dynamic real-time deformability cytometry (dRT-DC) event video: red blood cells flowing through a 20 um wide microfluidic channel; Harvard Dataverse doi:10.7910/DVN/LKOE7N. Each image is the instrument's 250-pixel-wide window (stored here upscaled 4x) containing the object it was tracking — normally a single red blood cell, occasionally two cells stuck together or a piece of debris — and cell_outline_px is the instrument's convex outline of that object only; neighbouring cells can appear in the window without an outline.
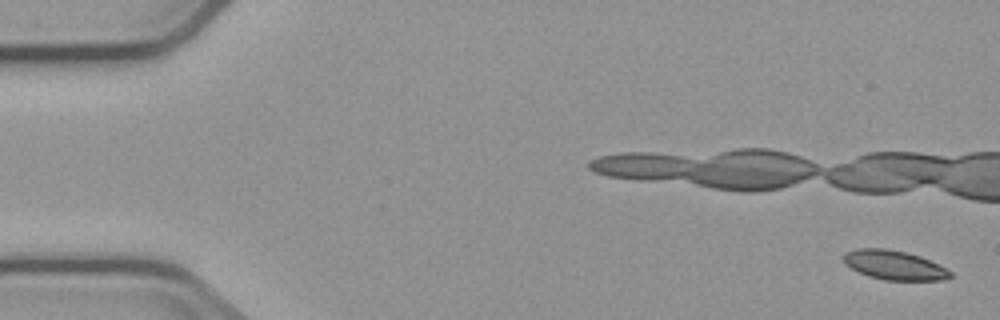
{"species": "common noctule bat (a hibernating species)", "species_latin": "Nyctalus noctula", "temperature_condition": "cold", "stored_images_in_passage": 4, "camera_frame_rate_fps": 3000, "um_per_image_px": 0.085, "animal": {"sex": "male", "body_mass_g": 23.1, "forearm_length_mm": 52.7}, "frame": {"image": 1, "passage_image": 1, "time_ms": 0.0, "image_size_px": [1000, 320], "cell_outline_px": [[952, 276], [944, 280], [884, 280], [868, 276], [844, 264], [844, 252], [856, 248], [884, 248], [904, 252], [920, 256], [952, 272]], "centroid_in_image_um": [75.98, 22.53], "position_along_channel_um": 9.0, "area_um2": 18.03}}